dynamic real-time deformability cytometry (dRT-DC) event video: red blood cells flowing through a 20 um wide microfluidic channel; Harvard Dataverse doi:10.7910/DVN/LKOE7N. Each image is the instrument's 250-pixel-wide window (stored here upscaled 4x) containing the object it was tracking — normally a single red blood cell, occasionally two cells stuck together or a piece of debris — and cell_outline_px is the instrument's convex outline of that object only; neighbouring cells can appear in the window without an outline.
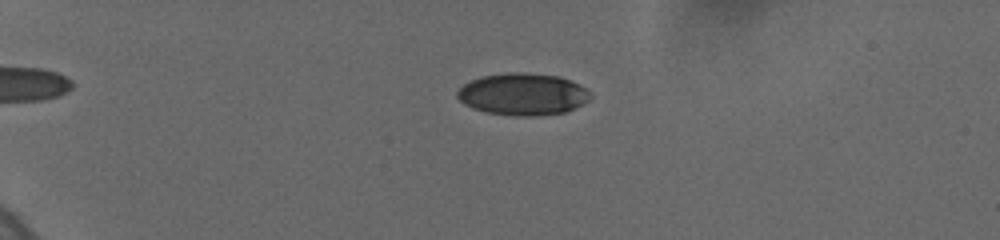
{"species": "human", "species_latin": "Homo sapiens", "temperature_condition": "cold", "stored_images_in_passage": 49, "camera_frame_rate_fps": 3000, "um_per_image_px": 0.085, "donor": {"sex": "female"}, "frame": {"image": 1, "passage_image": 35, "time_ms": 5.333, "image_size_px": [1000, 240], "cell_outline_px": [[592, 96], [588, 100], [564, 112], [528, 116], [516, 116], [488, 112], [472, 108], [464, 104], [456, 96], [456, 92], [464, 84], [480, 76], [508, 72], [520, 72], [560, 76], [572, 80], [580, 84]], "centroid_in_image_um": [44.41, 7.99], "position_along_channel_um": 40.6, "area_um2": 32.37}}